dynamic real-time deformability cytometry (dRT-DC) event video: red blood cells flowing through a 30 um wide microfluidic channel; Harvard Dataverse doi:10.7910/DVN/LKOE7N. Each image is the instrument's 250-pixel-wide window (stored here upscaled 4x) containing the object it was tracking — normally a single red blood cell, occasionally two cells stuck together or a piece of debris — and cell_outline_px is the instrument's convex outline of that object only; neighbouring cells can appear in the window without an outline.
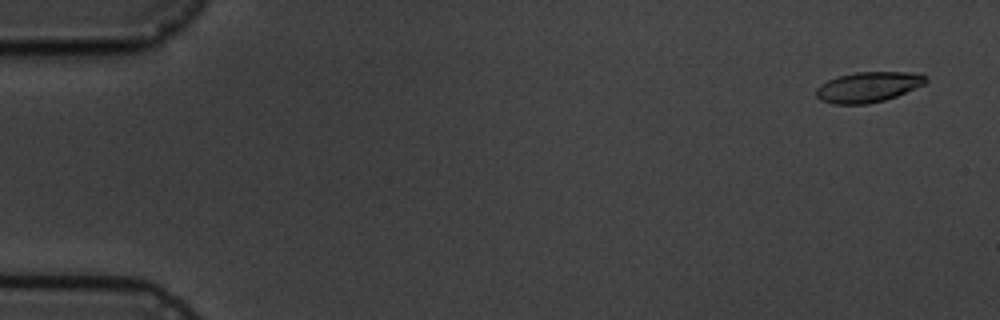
{"species": "common noctule bat (a hibernating species)", "species_latin": "Nyctalus noctula", "temperature_condition": "cold", "stored_images_in_passage": 5, "camera_frame_rate_fps": 3000, "um_per_image_px": 0.085, "animal": {"sex": "male", "body_mass_g": 19.5, "forearm_length_mm": 54.6}, "frame": {"image": 1, "passage_image": 1, "time_ms": 0.0, "image_size_px": [1000, 320], "cell_outline_px": [[928, 80], [924, 84], [896, 96], [884, 100], [868, 104], [832, 104], [820, 100], [816, 96], [816, 88], [820, 84], [828, 80], [840, 76], [856, 72], [920, 72], [928, 76]], "centroid_in_image_um": [73.81, 7.39], "position_along_channel_um": 11.2, "area_um2": 19.48}}
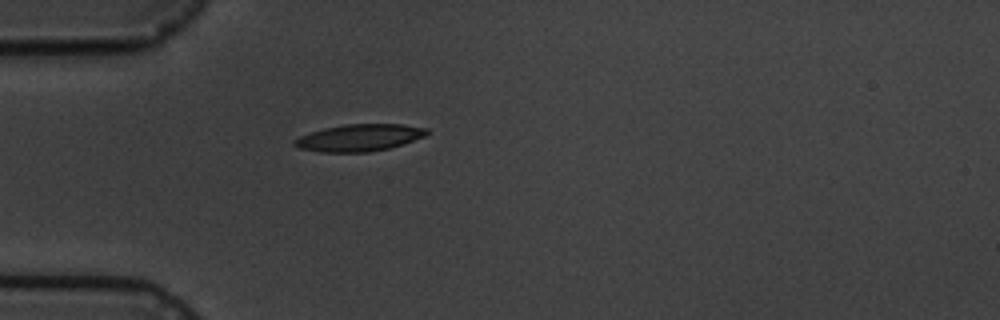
{"frame": {"image": 2, "passage_image": 5, "time_ms": 4.667, "image_size_px": [1000, 320], "cell_outline_px": [[428, 132], [424, 136], [388, 148], [368, 152], [320, 152], [300, 148], [292, 144], [292, 140], [300, 136], [324, 128], [344, 124], [404, 124], [428, 128]], "centroid_in_image_um": [30.51, 11.7], "position_along_channel_um": 54.5, "area_um2": 20.63}}